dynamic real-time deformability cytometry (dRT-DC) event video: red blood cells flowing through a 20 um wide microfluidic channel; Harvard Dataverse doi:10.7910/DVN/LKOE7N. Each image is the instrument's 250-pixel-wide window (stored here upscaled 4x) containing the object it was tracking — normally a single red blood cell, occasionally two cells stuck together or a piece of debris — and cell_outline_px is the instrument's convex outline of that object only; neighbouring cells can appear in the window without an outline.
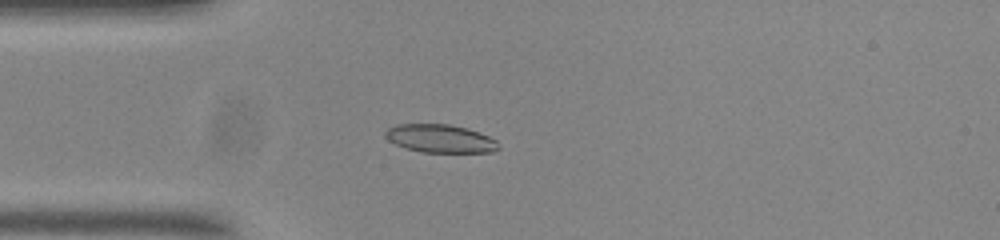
{"species": "common noctule bat (a hibernating species)", "species_latin": "Nyctalus noctula", "temperature_condition": "room temperature", "stored_images_in_passage": 49, "camera_frame_rate_fps": 3000, "um_per_image_px": 0.085, "animal": {"sex": "male", "body_mass_g": 20.0, "forearm_length_mm": 53.3}, "frame": {"image": 1, "passage_image": 15, "time_ms": 4.667, "image_size_px": [1000, 240], "cell_outline_px": [[492, 140], [480, 152], [432, 152], [412, 148], [404, 144], [396, 128], [412, 124], [436, 124], [460, 128], [484, 136]], "centroid_in_image_um": [37.55, 11.78], "position_along_channel_um": 47.4, "area_um2": 14.57}}
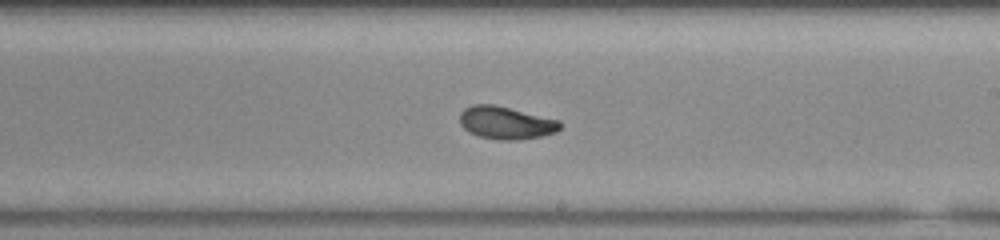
{"frame": {"image": 2, "passage_image": 32, "time_ms": 10.333, "image_size_px": [1000, 240], "cell_outline_px": [[560, 128], [548, 132], [532, 136], [488, 136], [476, 132], [468, 128], [464, 124], [464, 112], [468, 108], [504, 108], [552, 120], [560, 124]], "centroid_in_image_um": [43.07, 10.43], "position_along_channel_um": 245.9, "area_um2": 14.91}}
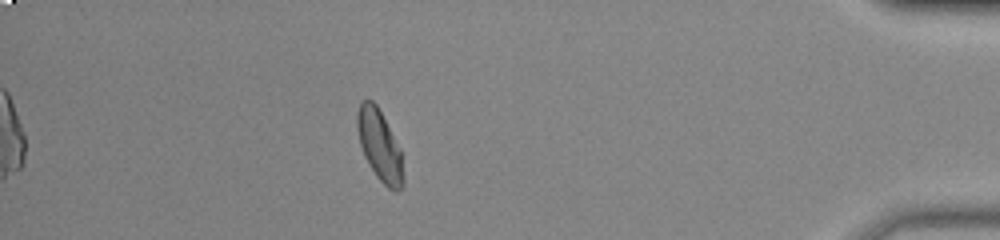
{"frame": {"image": 3, "passage_image": 49, "time_ms": 16.0, "image_size_px": [1000, 240], "cell_outline_px": [[400, 180], [388, 184], [376, 172], [368, 160], [364, 152], [360, 140], [360, 108], [368, 100], [380, 112], [400, 152]], "centroid_in_image_um": [32.23, 12.24], "position_along_channel_um": 403.0, "area_um2": 15.26}, "authors_computed_cell_mechanics": {"area_um2": 14.9124, "velocity_mm_per_s": 3.6904, "shape_relaxation_time_tau1_ms": null, "shape_relaxation_time_tau2_ms": 6.205, "deformation_change_tau1": null, "deformation_change_tau2": 0.0653}}